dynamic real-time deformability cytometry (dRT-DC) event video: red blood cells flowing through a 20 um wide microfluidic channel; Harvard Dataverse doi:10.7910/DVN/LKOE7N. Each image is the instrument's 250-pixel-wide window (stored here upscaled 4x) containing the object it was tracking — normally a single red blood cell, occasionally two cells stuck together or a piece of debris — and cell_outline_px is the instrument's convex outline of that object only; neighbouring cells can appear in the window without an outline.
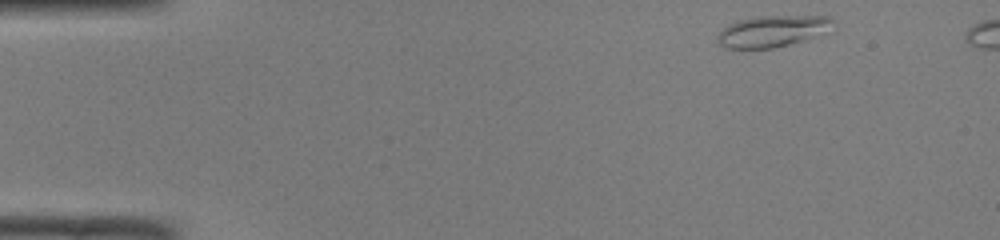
{"species": "common noctule bat (a hibernating species)", "species_latin": "Nyctalus noctula", "temperature_condition": "room temperature", "stored_images_in_passage": 43, "camera_frame_rate_fps": 3000, "um_per_image_px": 0.085, "animal": {"sex": "male", "body_mass_g": 19.0, "forearm_length_mm": 50.8}, "frame": {"image": 1, "passage_image": 1, "time_ms": 0.0, "image_size_px": [1000, 240], "cell_outline_px": [[836, 20], [832, 32], [788, 44], [772, 48], [724, 48], [716, 40], [716, 36], [728, 24], [740, 20], [756, 16], [832, 16]], "centroid_in_image_um": [65.74, 2.64], "position_along_channel_um": 19.3, "area_um2": 21.44}}
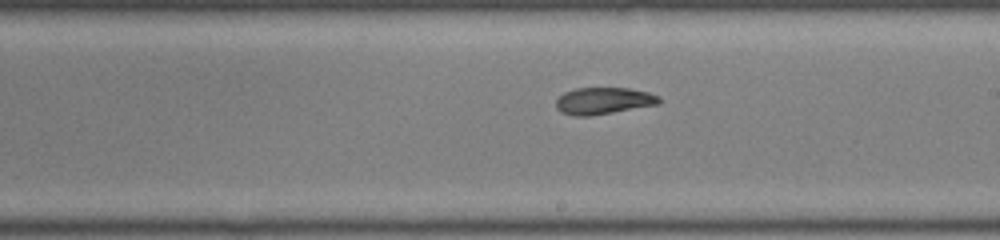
{"frame": {"image": 2, "passage_image": 24, "time_ms": 7.667, "image_size_px": [1000, 240], "cell_outline_px": [[660, 104], [592, 116], [572, 116], [560, 112], [556, 108], [556, 100], [564, 92], [576, 88], [628, 88], [648, 92], [660, 96]], "centroid_in_image_um": [51.29, 8.58], "position_along_channel_um": 237.7, "area_um2": 16.3}}
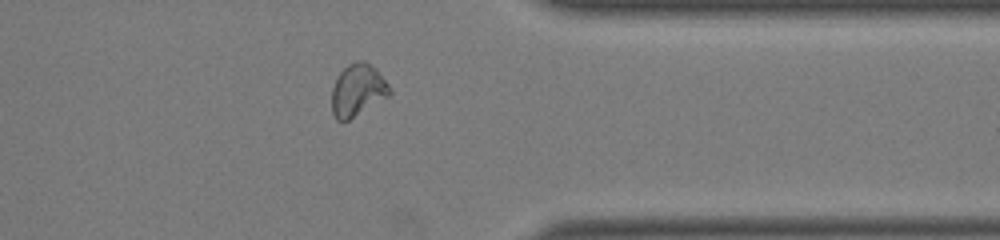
{"frame": {"image": 3, "passage_image": 35, "time_ms": 11.333, "image_size_px": [1000, 240], "cell_outline_px": [[392, 92], [388, 96], [348, 120], [336, 120], [332, 112], [332, 88], [340, 72], [348, 64], [356, 60], [364, 60], [376, 68], [388, 84]], "centroid_in_image_um": [30.4, 7.64], "position_along_channel_um": 381.0, "area_um2": 17.4}}